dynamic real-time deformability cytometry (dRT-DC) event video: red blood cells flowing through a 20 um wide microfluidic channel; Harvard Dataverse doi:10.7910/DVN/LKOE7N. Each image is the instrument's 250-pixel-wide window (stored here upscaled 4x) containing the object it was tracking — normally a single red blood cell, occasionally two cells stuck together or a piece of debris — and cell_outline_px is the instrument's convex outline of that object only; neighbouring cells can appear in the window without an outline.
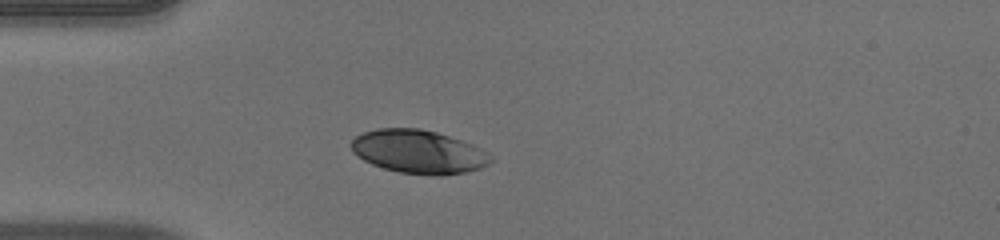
{"species": "human", "species_latin": "Homo sapiens", "temperature_condition": "warm", "stored_images_in_passage": 29, "camera_frame_rate_fps": 3000, "um_per_image_px": 0.085, "donor": {"sex": "male"}, "frame": {"image": 1, "passage_image": 1, "time_ms": 0.0, "image_size_px": [1000, 240], "cell_outline_px": [[492, 160], [488, 164], [480, 168], [468, 172], [440, 176], [432, 176], [400, 172], [384, 168], [372, 164], [364, 160], [352, 152], [352, 140], [356, 136], [364, 132], [380, 128], [420, 128], [436, 132], [472, 144], [488, 152], [492, 156]], "centroid_in_image_um": [35.6, 12.91], "position_along_channel_um": 49.4, "area_um2": 35.32}}
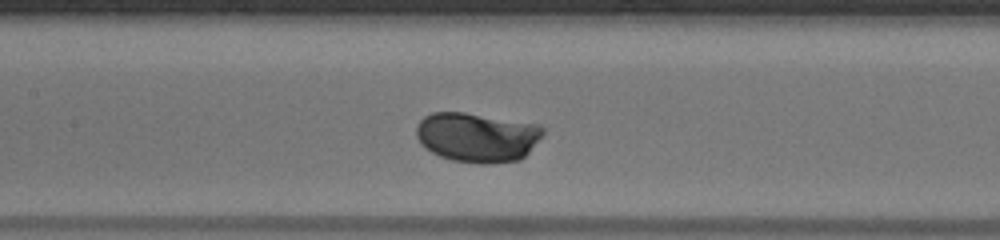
{"frame": {"image": 2, "passage_image": 11, "time_ms": 3.333, "image_size_px": [1000, 240], "cell_outline_px": [[544, 132], [528, 152], [520, 160], [492, 164], [480, 164], [452, 160], [440, 156], [424, 148], [420, 144], [416, 136], [416, 128], [420, 120], [424, 116], [432, 112], [464, 112], [540, 124], [544, 128]], "centroid_in_image_um": [40.54, 11.66], "position_along_channel_um": 166.9, "area_um2": 36.82}}
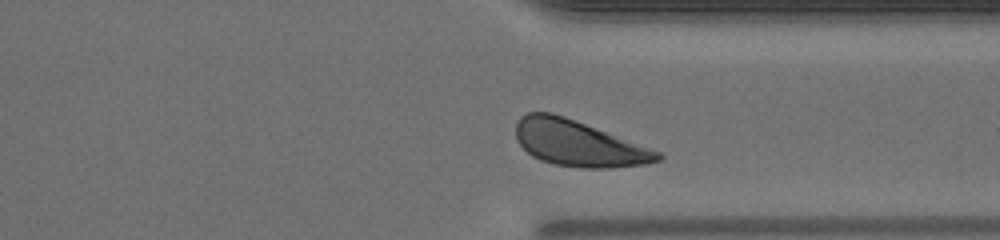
{"frame": {"image": 3, "passage_image": 26, "time_ms": 8.333, "image_size_px": [1000, 240], "cell_outline_px": [[664, 156], [660, 160], [648, 164], [608, 168], [580, 168], [556, 164], [540, 160], [532, 156], [516, 140], [516, 124], [520, 116], [528, 112], [552, 112], [564, 116], [660, 152]], "centroid_in_image_um": [49.14, 12.19], "position_along_channel_um": 362.3, "area_um2": 37.57}, "authors_computed_cell_mechanics": {"area_um2": 35.6626, "velocity_mm_per_s": 3.9178, "shape_relaxation_time_tau1_ms": 1.5043, "shape_relaxation_time_tau2_ms": null, "deformation_change_tau1": 0.1541, "deformation_change_tau2": null}}